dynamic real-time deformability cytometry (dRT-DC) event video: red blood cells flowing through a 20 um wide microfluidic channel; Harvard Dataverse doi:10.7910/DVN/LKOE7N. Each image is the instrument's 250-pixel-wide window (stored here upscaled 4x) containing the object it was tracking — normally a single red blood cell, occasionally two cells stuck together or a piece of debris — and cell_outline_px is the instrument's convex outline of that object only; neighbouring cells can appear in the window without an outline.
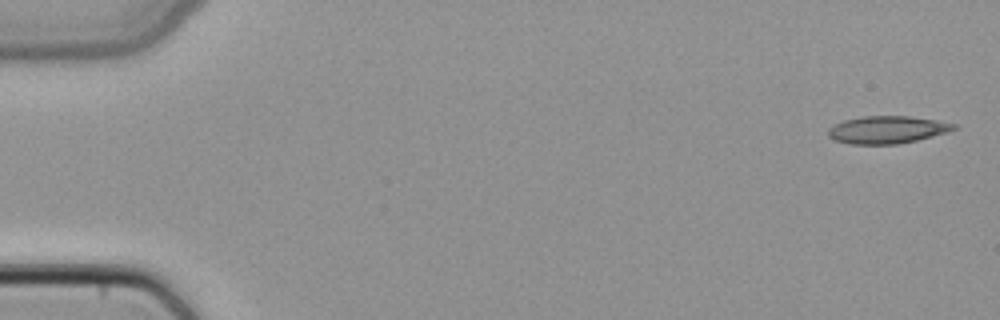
{"species": "common noctule bat (a hibernating species)", "species_latin": "Nyctalus noctula", "temperature_condition": "cold", "stored_images_in_passage": 5, "segment_of_instrument_passage": [1, 2], "camera_frame_rate_fps": 3000, "um_per_image_px": 0.085, "animal": {"sex": "female", "body_mass_g": 22.7, "forearm_length_mm": 54.2}, "frame": {"image": 1, "passage_image": 1, "time_ms": 0.0, "image_size_px": [1000, 320], "cell_outline_px": [[960, 124], [956, 128], [948, 132], [916, 140], [896, 144], [848, 144], [836, 140], [828, 136], [828, 128], [844, 120], [860, 116], [908, 116], [936, 120]], "centroid_in_image_um": [75.42, 11.02], "position_along_channel_um": 9.6, "area_um2": 20.11}}
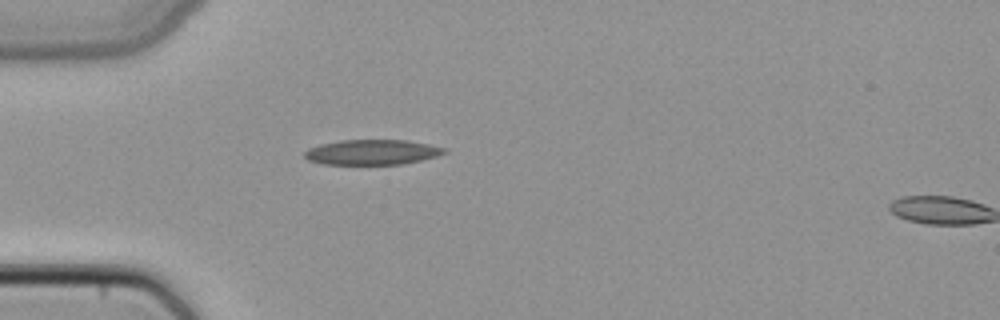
{"frame": {"image": 2, "passage_image": 4, "time_ms": 1.0, "image_size_px": [1000, 320], "cell_outline_px": [[448, 152], [436, 156], [404, 164], [320, 164], [308, 160], [304, 156], [304, 152], [308, 148], [320, 144], [340, 140], [408, 140], [448, 148]], "centroid_in_image_um": [31.63, 12.93], "position_along_channel_um": 53.4, "area_um2": 20.58}}